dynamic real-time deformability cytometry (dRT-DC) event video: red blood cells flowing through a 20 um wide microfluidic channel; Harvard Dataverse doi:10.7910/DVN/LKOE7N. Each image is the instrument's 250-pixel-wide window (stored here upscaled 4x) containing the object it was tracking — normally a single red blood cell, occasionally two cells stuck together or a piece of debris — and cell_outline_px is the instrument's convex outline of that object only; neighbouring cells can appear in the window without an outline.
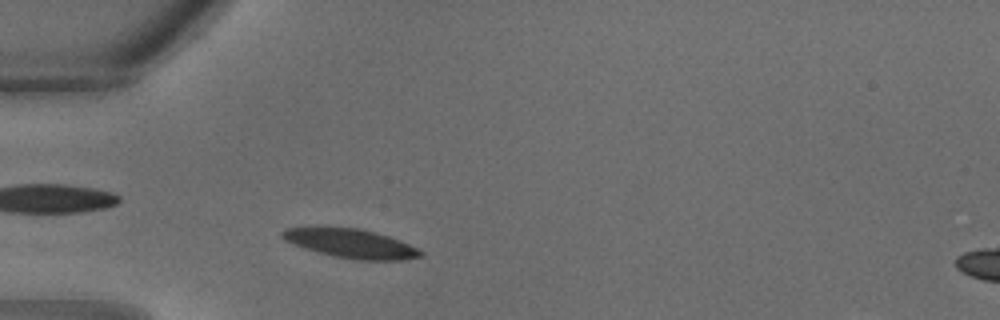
{"species": "common noctule bat (a hibernating species)", "species_latin": "Nyctalus noctula", "temperature_condition": "warm", "stored_images_in_passage": 26, "camera_frame_rate_fps": 3000, "um_per_image_px": 0.085, "animal": {"sex": "male", "body_mass_g": 18.8}, "frame": {"image": 1, "passage_image": 3, "time_ms": 0.667, "image_size_px": [1000, 320], "cell_outline_px": [[424, 256], [404, 260], [360, 260], [336, 256], [304, 248], [284, 240], [280, 236], [280, 232], [284, 228], [308, 224], [360, 228], [388, 236], [408, 244], [424, 252]], "centroid_in_image_um": [29.72, 20.64], "position_along_channel_um": 55.3, "area_um2": 24.04}}
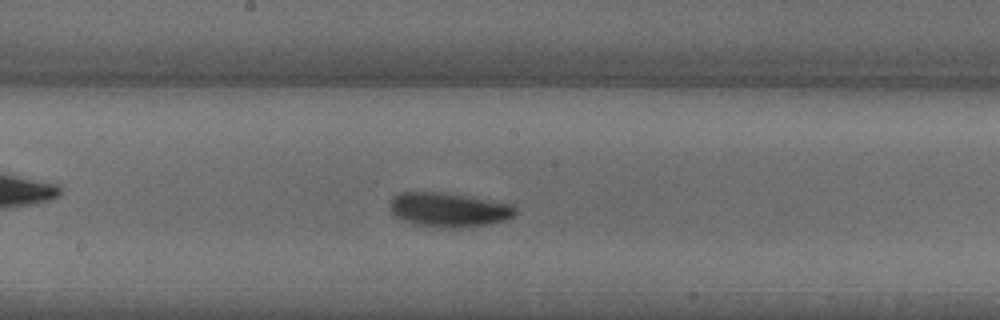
{"frame": {"image": 2, "passage_image": 11, "time_ms": 3.333, "image_size_px": [1000, 320], "cell_outline_px": [[520, 212], [504, 220], [484, 224], [452, 228], [444, 228], [412, 224], [396, 216], [388, 208], [388, 204], [392, 196], [400, 192], [440, 192], [512, 204]], "centroid_in_image_um": [38.08, 17.82], "position_along_channel_um": 210.1, "area_um2": 24.91}}
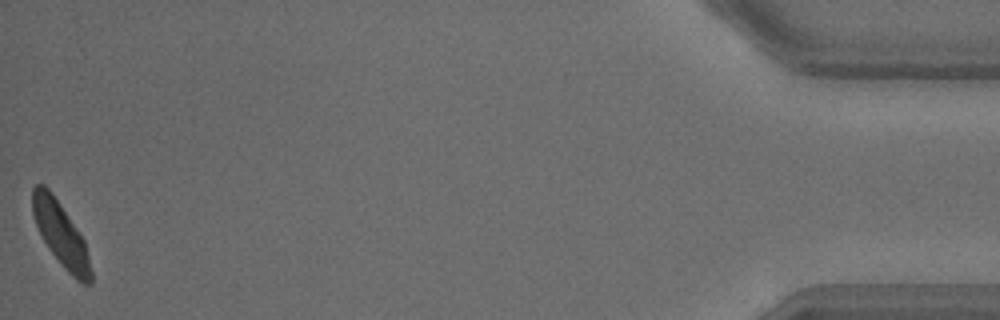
{"frame": {"image": 3, "passage_image": 26, "time_ms": 8.333, "image_size_px": [1000, 320], "cell_outline_px": [[92, 284], [84, 284], [76, 280], [60, 264], [48, 248], [36, 224], [32, 212], [32, 188], [36, 184], [44, 184], [52, 192], [84, 240], [92, 272]], "centroid_in_image_um": [5.16, 19.92], "position_along_channel_um": 430.0, "area_um2": 21.5}}